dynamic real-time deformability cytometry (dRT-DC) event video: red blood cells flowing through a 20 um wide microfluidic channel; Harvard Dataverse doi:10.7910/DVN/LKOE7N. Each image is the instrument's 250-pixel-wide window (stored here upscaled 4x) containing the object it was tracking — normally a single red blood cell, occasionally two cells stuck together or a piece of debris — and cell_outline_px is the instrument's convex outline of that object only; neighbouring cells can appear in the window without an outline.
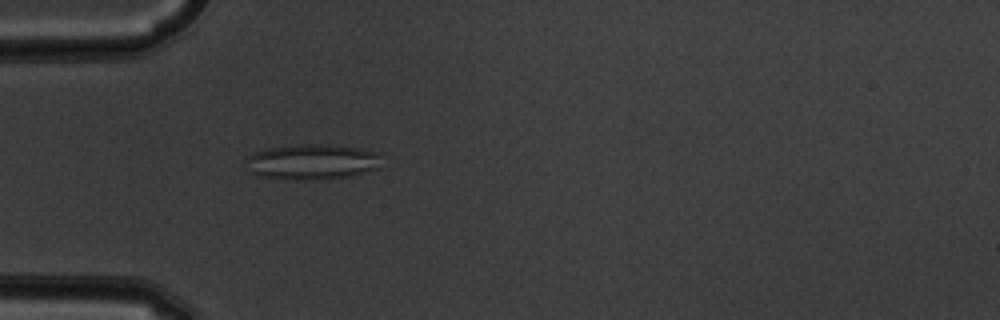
{"species": "common noctule bat (a hibernating species)", "species_latin": "Nyctalus noctula", "temperature_condition": "warm", "stored_images_in_passage": 52, "camera_frame_rate_fps": 3000, "um_per_image_px": 0.085, "animal": {"sex": "male", "body_mass_g": 19.5, "forearm_length_mm": 54.6}, "frame": {"image": 1, "passage_image": 16, "time_ms": 5.0, "image_size_px": [1000, 320], "cell_outline_px": [[384, 152], [380, 168], [348, 176], [304, 180], [300, 180], [260, 176], [252, 172], [248, 156], [252, 152], [264, 148], [296, 144], [340, 144]], "centroid_in_image_um": [26.66, 13.71], "position_along_channel_um": 58.3, "area_um2": 28.38}}
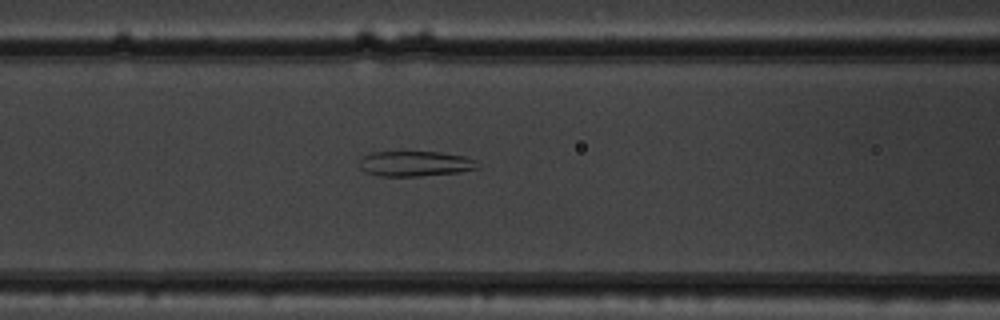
{"frame": {"image": 2, "passage_image": 22, "time_ms": 7.0, "image_size_px": [1000, 320], "cell_outline_px": [[480, 168], [460, 172], [420, 176], [380, 176], [364, 172], [360, 168], [360, 160], [364, 156], [372, 152], [440, 152], [464, 156], [476, 160]], "centroid_in_image_um": [35.31, 13.92], "position_along_channel_um": 131.3, "area_um2": 17.46}}
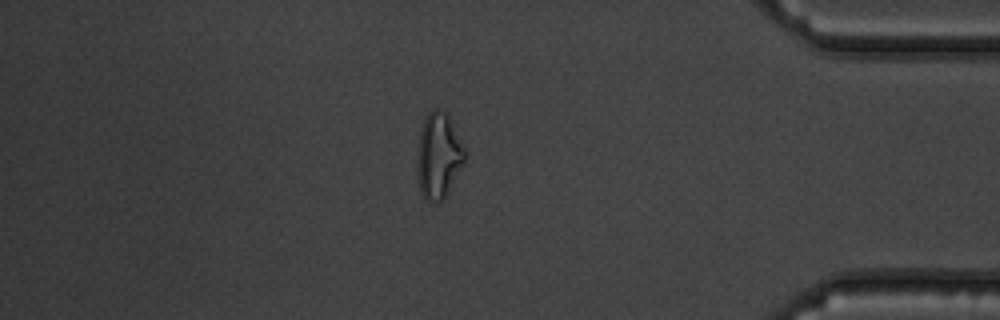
{"frame": {"image": 3, "passage_image": 45, "time_ms": 14.667, "image_size_px": [1000, 320], "cell_outline_px": [[464, 160], [460, 168], [440, 204], [436, 204], [428, 200], [424, 196], [420, 188], [416, 160], [420, 132], [424, 120], [428, 112], [432, 108], [440, 108], [448, 112], [464, 148]], "centroid_in_image_um": [37.26, 13.17], "position_along_channel_um": 397.9, "area_um2": 23.47}, "authors_computed_cell_mechanics": {"area_um2": 22.831, "velocity_mm_per_s": 3.8746, "shape_relaxation_time_tau1_ms": null, "shape_relaxation_time_tau2_ms": 2.2759, "deformation_change_tau1": null, "deformation_change_tau2": 0.1321}}